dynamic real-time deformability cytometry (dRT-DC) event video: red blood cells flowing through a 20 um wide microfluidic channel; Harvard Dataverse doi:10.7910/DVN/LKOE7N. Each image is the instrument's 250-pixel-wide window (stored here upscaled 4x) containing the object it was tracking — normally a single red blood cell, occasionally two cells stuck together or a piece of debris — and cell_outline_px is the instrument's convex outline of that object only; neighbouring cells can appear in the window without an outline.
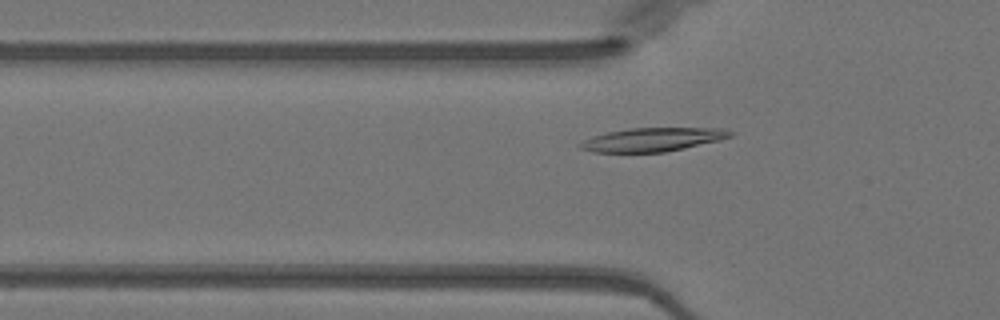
{"species": "Egyptian fruit bat (a non-hibernating species)", "species_latin": "Rousettus aegyptiacus", "temperature_condition": "warm", "stored_images_in_passage": 40, "camera_frame_rate_fps": 3000, "um_per_image_px": 0.085, "animal": {"sex": "female"}, "frame": {"image": 1, "passage_image": 6, "time_ms": 1.667, "image_size_px": [1000, 320], "cell_outline_px": [[736, 132], [732, 136], [684, 148], [664, 152], [592, 152], [580, 148], [576, 144], [592, 136], [608, 132], [632, 128], [724, 128]], "centroid_in_image_um": [55.44, 11.86], "position_along_channel_um": 70.4, "area_um2": 20.52}}
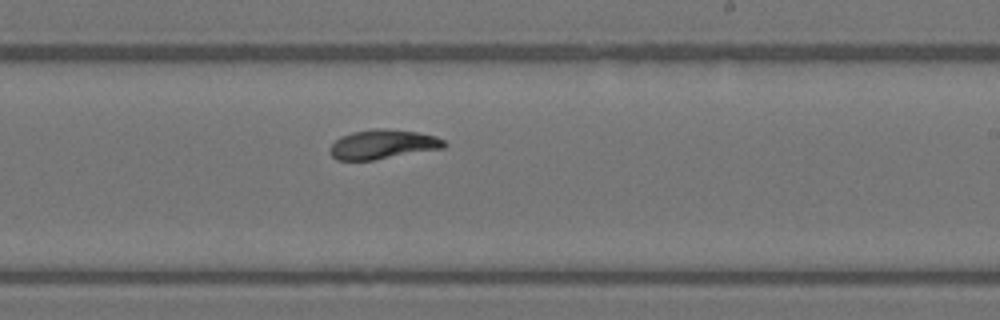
{"frame": {"image": 2, "passage_image": 20, "time_ms": 6.333, "image_size_px": [1000, 320], "cell_outline_px": [[448, 144], [444, 148], [372, 160], [336, 160], [328, 152], [328, 148], [340, 136], [352, 132], [376, 128], [384, 128], [416, 132], [436, 136], [444, 140]], "centroid_in_image_um": [32.51, 12.27], "position_along_channel_um": 256.5, "area_um2": 19.59}}
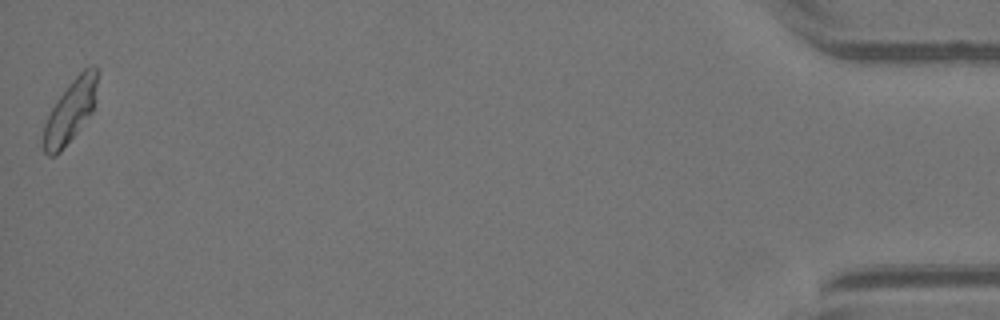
{"frame": {"image": 3, "passage_image": 40, "time_ms": 13.0, "image_size_px": [1000, 320], "cell_outline_px": [[96, 84], [92, 112], [60, 152], [56, 156], [48, 156], [44, 152], [44, 124], [56, 100], [72, 80], [84, 68], [96, 64]], "centroid_in_image_um": [5.95, 9.46], "position_along_channel_um": 429.2, "area_um2": 19.02}, "authors_computed_cell_mechanics": {"area_um2": 19.5364, "velocity_mm_per_s": 3.9828, "shape_relaxation_time_tau1_ms": 7.4868, "shape_relaxation_time_tau2_ms": 2.5077, "deformation_change_tau1": 0.2504, "deformation_change_tau2": 0.068}}